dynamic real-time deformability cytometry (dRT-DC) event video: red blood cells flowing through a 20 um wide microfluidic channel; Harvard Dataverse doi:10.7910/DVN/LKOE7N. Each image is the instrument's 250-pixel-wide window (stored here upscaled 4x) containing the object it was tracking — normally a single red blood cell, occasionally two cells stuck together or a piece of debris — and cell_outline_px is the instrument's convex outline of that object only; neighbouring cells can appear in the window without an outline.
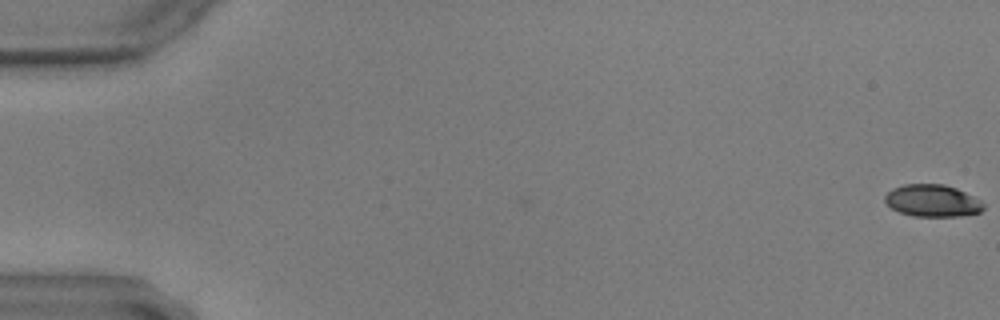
{"species": "common noctule bat (a hibernating species)", "species_latin": "Nyctalus noctula", "temperature_condition": "warm", "stored_images_in_passage": 14, "camera_frame_rate_fps": 3000, "um_per_image_px": 0.085, "animal": {"sex": "male", "body_mass_g": 17.9, "forearm_length_mm": 54.2}, "frame": {"image": 1, "passage_image": 1, "time_ms": 0.0, "image_size_px": [1000, 320], "cell_outline_px": [[984, 208], [980, 212], [960, 216], [912, 216], [900, 212], [892, 208], [884, 200], [884, 196], [892, 188], [904, 184], [944, 184], [956, 188], [980, 200], [984, 204]], "centroid_in_image_um": [79.24, 17.05], "position_along_channel_um": 5.8, "area_um2": 18.38}}